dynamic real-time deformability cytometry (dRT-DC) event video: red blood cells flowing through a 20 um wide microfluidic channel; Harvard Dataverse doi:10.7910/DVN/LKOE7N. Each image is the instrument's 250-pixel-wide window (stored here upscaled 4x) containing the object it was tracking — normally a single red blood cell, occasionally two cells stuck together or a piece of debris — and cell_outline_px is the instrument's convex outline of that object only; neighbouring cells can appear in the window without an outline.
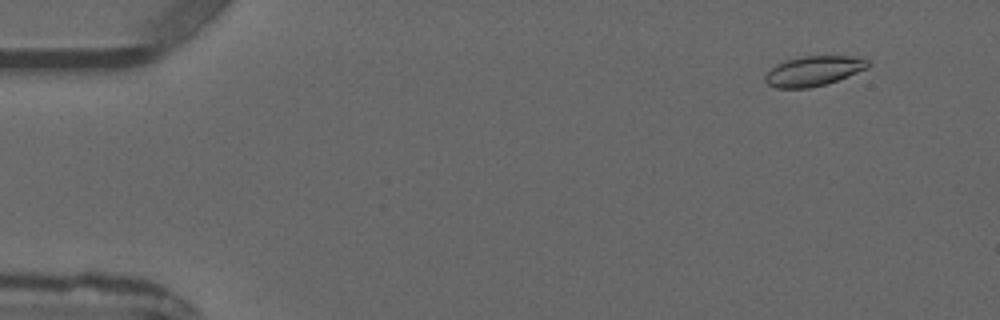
{"species": "common noctule bat (a hibernating species)", "species_latin": "Nyctalus noctula", "temperature_condition": "warm", "stored_images_in_passage": 5, "camera_frame_rate_fps": 3000, "um_per_image_px": 0.085, "animal": {"sex": "male", "forearm_length_mm": 52.5}, "frame": {"image": 1, "passage_image": 2, "time_ms": 1.0, "image_size_px": [1000, 320], "cell_outline_px": [[868, 68], [848, 76], [824, 84], [808, 88], [776, 88], [768, 84], [764, 80], [764, 76], [776, 64], [784, 60], [804, 56], [852, 56], [868, 60]], "centroid_in_image_um": [69.12, 6.03], "position_along_channel_um": 15.9, "area_um2": 17.74}}
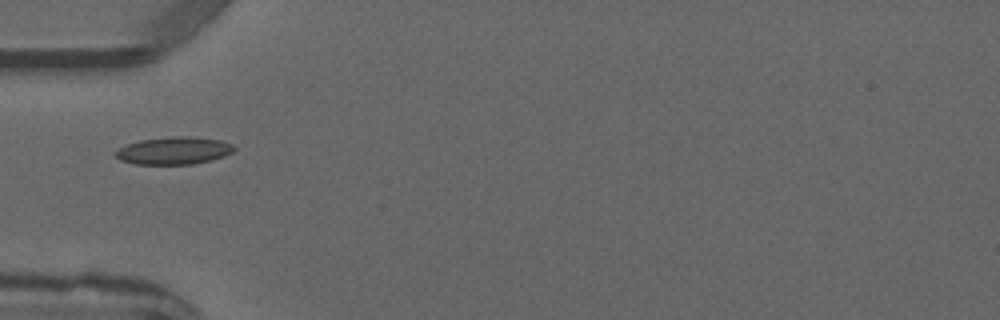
{"frame": {"image": 2, "passage_image": 5, "time_ms": 4.667, "image_size_px": [1000, 320], "cell_outline_px": [[236, 148], [232, 152], [224, 156], [212, 160], [192, 164], [136, 164], [120, 160], [112, 152], [128, 144], [140, 140], [172, 136], [188, 136], [220, 140], [232, 144]], "centroid_in_image_um": [14.78, 12.8], "position_along_channel_um": 70.2, "area_um2": 18.96}}